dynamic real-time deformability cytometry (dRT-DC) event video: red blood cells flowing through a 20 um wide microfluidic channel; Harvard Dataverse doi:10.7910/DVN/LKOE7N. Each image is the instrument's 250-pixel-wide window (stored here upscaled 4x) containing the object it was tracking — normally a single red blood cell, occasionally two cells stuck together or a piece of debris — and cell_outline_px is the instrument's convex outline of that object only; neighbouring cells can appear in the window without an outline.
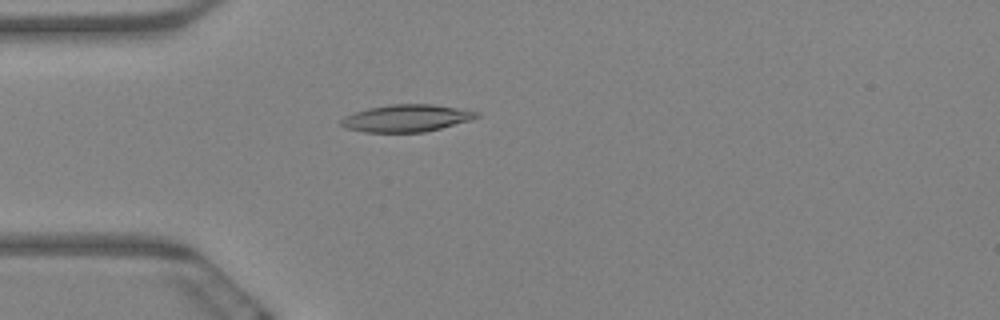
{"species": "Egyptian fruit bat (a non-hibernating species)", "species_latin": "Rousettus aegyptiacus", "temperature_condition": "warm", "stored_images_in_passage": 63, "camera_frame_rate_fps": 3000, "um_per_image_px": 0.085, "animal": {"sex": "female"}, "frame": {"image": 1, "passage_image": 18, "time_ms": 5.667, "image_size_px": [1000, 320], "cell_outline_px": [[480, 116], [468, 120], [440, 128], [424, 132], [364, 132], [344, 128], [340, 124], [340, 120], [344, 116], [368, 108], [392, 104], [432, 104], [480, 112]], "centroid_in_image_um": [34.5, 10.05], "position_along_channel_um": 50.5, "area_um2": 21.27}}
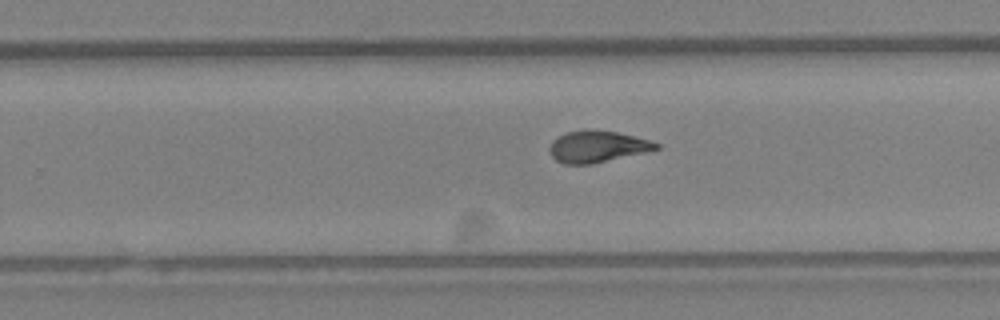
{"frame": {"image": 2, "passage_image": 40, "time_ms": 13.0, "image_size_px": [1000, 320], "cell_outline_px": [[660, 148], [644, 152], [592, 164], [564, 164], [556, 160], [552, 156], [548, 148], [552, 140], [556, 136], [564, 132], [584, 128], [592, 128], [616, 132], [648, 140], [660, 144]], "centroid_in_image_um": [50.69, 12.43], "position_along_channel_um": 279.1, "area_um2": 19.83}}
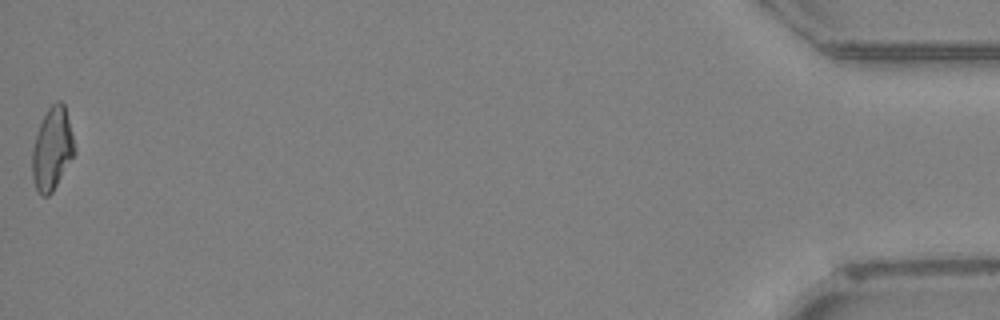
{"frame": {"image": 3, "passage_image": 63, "time_ms": 20.667, "image_size_px": [1000, 320], "cell_outline_px": [[76, 152], [52, 192], [48, 196], [40, 196], [36, 192], [32, 176], [32, 148], [40, 124], [48, 108], [56, 100], [60, 100], [64, 104], [76, 148]], "centroid_in_image_um": [4.43, 12.68], "position_along_channel_um": 430.8, "area_um2": 20.35}, "authors_computed_cell_mechanics": {"area_um2": 20.3456, "velocity_mm_per_s": 3.2677, "shape_relaxation_time_tau1_ms": 9.3817, "shape_relaxation_time_tau2_ms": 2.1949, "deformation_change_tau1": 0.2671, "deformation_change_tau2": 0.0992}}